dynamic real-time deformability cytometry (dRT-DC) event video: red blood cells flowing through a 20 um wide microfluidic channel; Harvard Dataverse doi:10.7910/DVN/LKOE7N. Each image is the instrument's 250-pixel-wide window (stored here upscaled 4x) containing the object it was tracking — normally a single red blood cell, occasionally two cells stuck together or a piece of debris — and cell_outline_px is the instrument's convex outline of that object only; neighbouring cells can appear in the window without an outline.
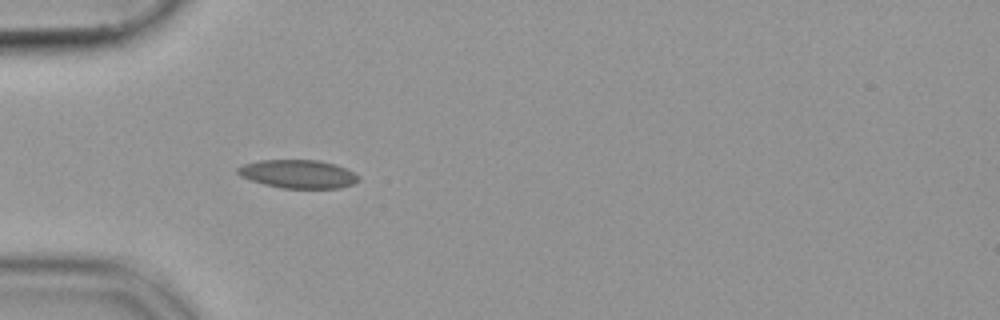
{"species": "common noctule bat (a hibernating species)", "species_latin": "Nyctalus noctula", "temperature_condition": "cold", "stored_images_in_passage": 35, "camera_frame_rate_fps": 3000, "um_per_image_px": 0.085, "animal": {"sex": "female", "body_mass_g": 19.9}, "frame": {"image": 1, "passage_image": 1, "time_ms": 0.0, "image_size_px": [1000, 320], "cell_outline_px": [[360, 180], [352, 184], [340, 188], [280, 188], [264, 184], [240, 176], [236, 172], [236, 168], [244, 164], [260, 160], [320, 160], [336, 164], [360, 176]], "centroid_in_image_um": [25.34, 14.79], "position_along_channel_um": 59.7, "area_um2": 20.0}}
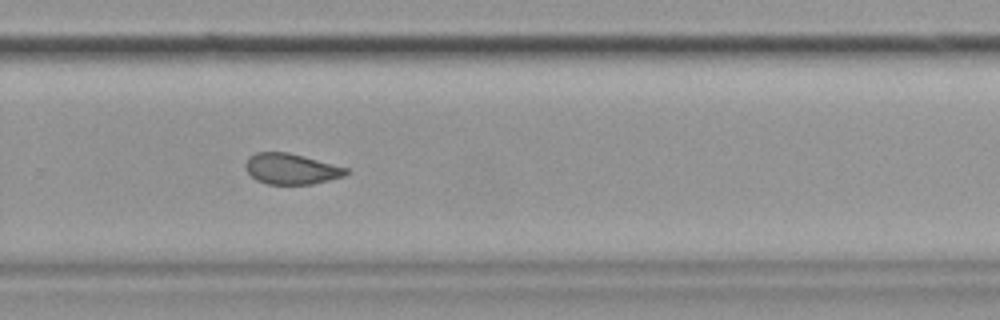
{"frame": {"image": 2, "passage_image": 21, "time_ms": 6.667, "image_size_px": [1000, 320], "cell_outline_px": [[348, 172], [344, 176], [312, 184], [268, 184], [256, 180], [244, 168], [244, 164], [248, 156], [256, 152], [288, 152], [304, 156], [348, 168]], "centroid_in_image_um": [24.71, 14.35], "position_along_channel_um": 305.1, "area_um2": 18.03}}
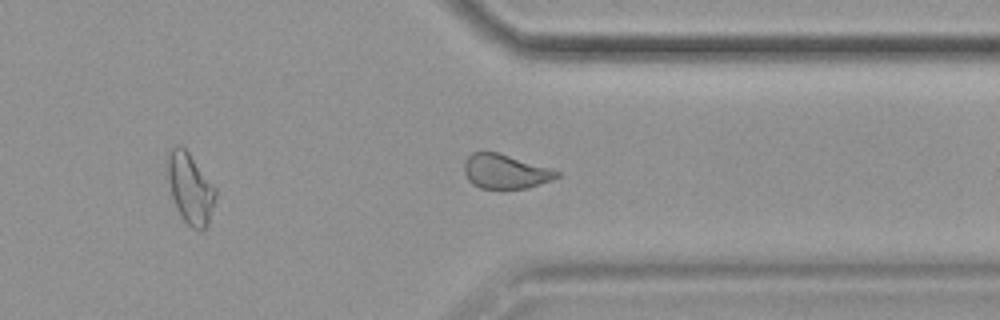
{"frame": {"image": 3, "passage_image": 26, "time_ms": 8.333, "image_size_px": [1000, 320], "cell_outline_px": [[560, 176], [552, 180], [528, 188], [500, 192], [480, 188], [472, 184], [468, 180], [464, 172], [464, 164], [468, 156], [472, 152], [496, 152], [548, 168], [560, 172]], "centroid_in_image_um": [42.91, 14.64], "position_along_channel_um": 368.5, "area_um2": 18.9}}